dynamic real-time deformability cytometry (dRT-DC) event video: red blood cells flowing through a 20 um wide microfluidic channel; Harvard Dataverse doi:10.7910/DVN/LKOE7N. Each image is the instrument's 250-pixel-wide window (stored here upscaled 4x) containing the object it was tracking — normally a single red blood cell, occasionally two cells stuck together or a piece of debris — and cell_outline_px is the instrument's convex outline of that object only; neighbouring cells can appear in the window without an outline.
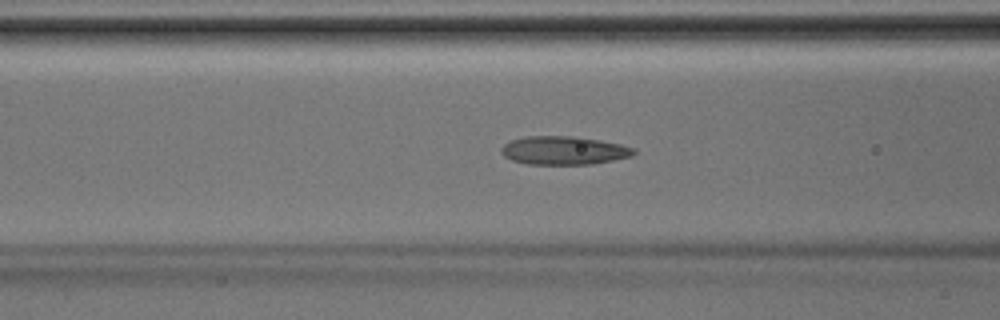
{"species": "Egyptian fruit bat (a non-hibernating species)", "species_latin": "Rousettus aegyptiacus", "temperature_condition": "room temperature", "stored_images_in_passage": 38, "camera_frame_rate_fps": 3000, "um_per_image_px": 0.085, "animal": {"sex": "male"}, "frame": {"image": 1, "passage_image": 13, "time_ms": 4.0, "image_size_px": [1000, 320], "cell_outline_px": [[636, 152], [632, 156], [592, 164], [528, 164], [512, 160], [504, 156], [500, 152], [500, 148], [504, 144], [512, 140], [524, 136], [572, 136], [600, 140], [620, 144], [636, 148]], "centroid_in_image_um": [47.92, 12.78], "position_along_channel_um": 118.7, "area_um2": 21.96}}
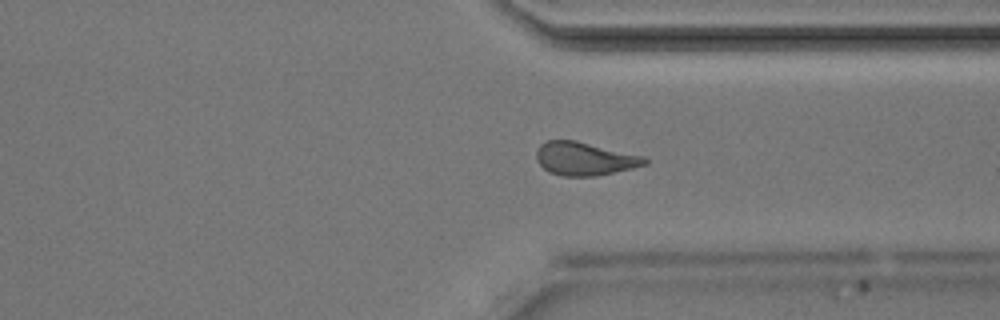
{"frame": {"image": 2, "passage_image": 28, "time_ms": 9.0, "image_size_px": [1000, 320], "cell_outline_px": [[648, 164], [632, 168], [596, 176], [560, 176], [548, 172], [536, 160], [536, 152], [540, 144], [548, 140], [576, 140], [644, 156], [648, 160]], "centroid_in_image_um": [49.68, 13.49], "position_along_channel_um": 361.7, "area_um2": 21.1}}
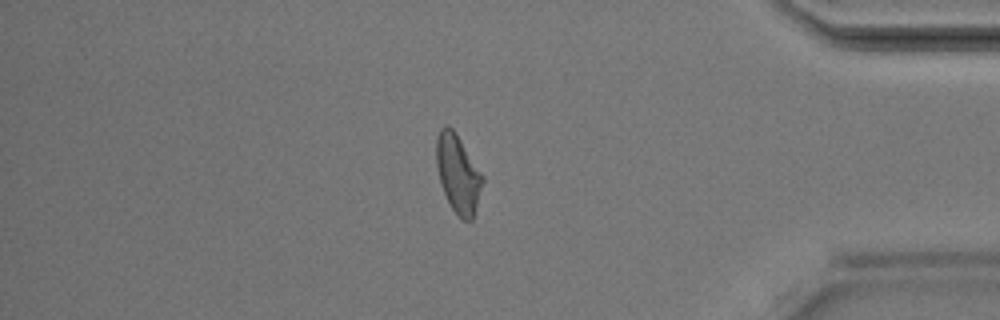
{"frame": {"image": 3, "passage_image": 32, "time_ms": 10.333, "image_size_px": [1000, 320], "cell_outline_px": [[484, 180], [472, 220], [464, 220], [452, 208], [444, 192], [440, 180], [436, 164], [436, 136], [440, 128], [448, 124], [456, 132], [484, 176]], "centroid_in_image_um": [38.93, 14.7], "position_along_channel_um": 396.3, "area_um2": 20.87}}